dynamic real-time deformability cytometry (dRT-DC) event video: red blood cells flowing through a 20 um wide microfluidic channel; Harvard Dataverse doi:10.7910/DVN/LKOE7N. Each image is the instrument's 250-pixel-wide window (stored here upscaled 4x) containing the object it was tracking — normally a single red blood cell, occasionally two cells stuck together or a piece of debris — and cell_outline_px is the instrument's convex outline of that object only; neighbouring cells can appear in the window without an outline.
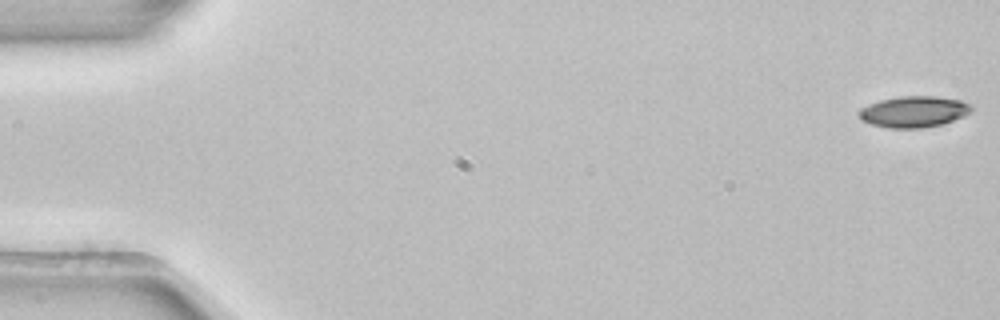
{"species": "common noctule bat (a hibernating species)", "species_latin": "Nyctalus noctula", "temperature_condition": "room temperature", "stored_images_in_passage": 5, "camera_frame_rate_fps": 3000, "um_per_image_px": 0.085, "animal": {"sex": "female", "body_mass_g": 22.7, "forearm_length_mm": 54.2}, "frame": {"image": 1, "passage_image": 1, "time_ms": 0.0, "image_size_px": [1000, 320], "cell_outline_px": [[972, 108], [964, 116], [944, 124], [924, 128], [888, 128], [872, 124], [860, 120], [860, 112], [868, 104], [880, 100], [900, 96], [936, 96], [960, 100], [968, 104]], "centroid_in_image_um": [77.68, 9.5], "position_along_channel_um": 7.3, "area_um2": 20.29}}
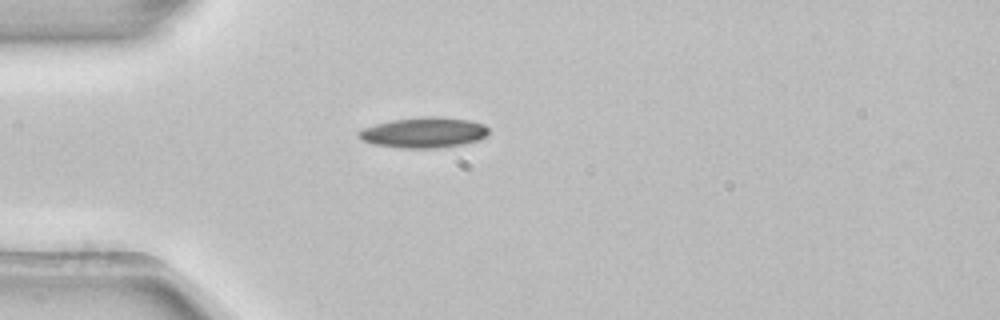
{"frame": {"image": 2, "passage_image": 5, "time_ms": 1.333, "image_size_px": [1000, 320], "cell_outline_px": [[488, 136], [480, 140], [460, 144], [436, 148], [400, 148], [372, 144], [360, 140], [356, 136], [356, 132], [360, 128], [392, 120], [420, 116], [440, 116], [468, 120], [484, 124], [488, 128]], "centroid_in_image_um": [35.97, 11.26], "position_along_channel_um": 49.0, "area_um2": 23.47}}